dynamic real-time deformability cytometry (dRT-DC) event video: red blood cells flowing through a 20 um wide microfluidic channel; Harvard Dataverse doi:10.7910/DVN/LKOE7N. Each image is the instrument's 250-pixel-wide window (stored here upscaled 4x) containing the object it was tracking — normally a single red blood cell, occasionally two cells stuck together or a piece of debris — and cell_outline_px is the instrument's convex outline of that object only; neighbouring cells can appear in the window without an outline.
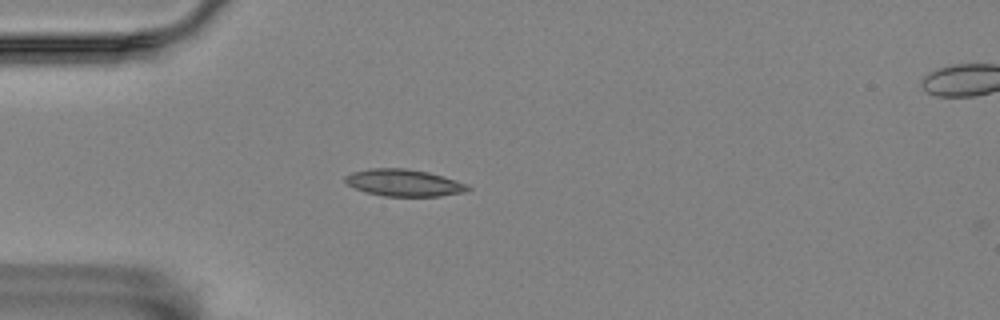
{"species": "Egyptian fruit bat (a non-hibernating species)", "species_latin": "Rousettus aegyptiacus", "temperature_condition": "room temperature", "stored_images_in_passage": 5, "camera_frame_rate_fps": 3000, "um_per_image_px": 0.085, "animal": {"sex": "female"}, "frame": {"image": 1, "passage_image": 4, "time_ms": 1.0, "image_size_px": [1000, 320], "cell_outline_px": [[472, 188], [468, 192], [440, 196], [384, 196], [364, 192], [348, 184], [344, 180], [344, 176], [352, 172], [368, 168], [404, 168], [428, 172], [444, 176], [468, 184]], "centroid_in_image_um": [34.36, 15.54], "position_along_channel_um": 50.6, "area_um2": 19.48}}